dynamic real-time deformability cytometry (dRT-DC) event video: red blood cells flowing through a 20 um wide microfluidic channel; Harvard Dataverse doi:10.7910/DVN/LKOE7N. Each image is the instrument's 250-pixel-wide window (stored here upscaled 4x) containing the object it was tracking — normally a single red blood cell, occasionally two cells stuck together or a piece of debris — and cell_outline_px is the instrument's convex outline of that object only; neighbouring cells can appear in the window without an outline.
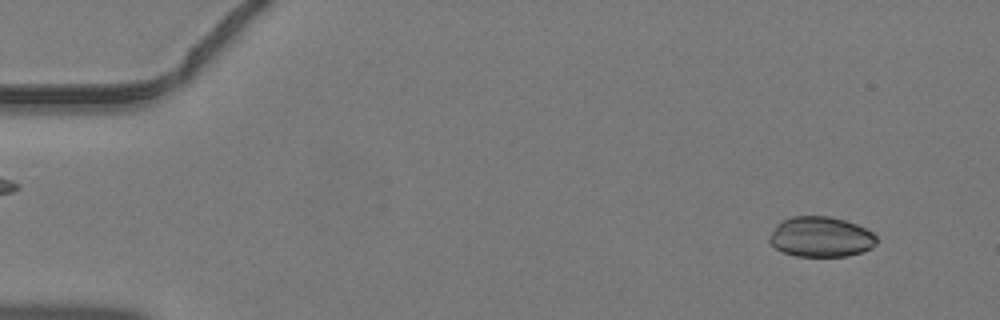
{"species": "common noctule bat (a hibernating species)", "species_latin": "Nyctalus noctula", "temperature_condition": "warm", "stored_images_in_passage": 13, "camera_frame_rate_fps": 3000, "um_per_image_px": 0.085, "animal": {"sex": "male", "body_mass_g": 19.2, "forearm_length_mm": 51.8}, "frame": {"image": 1, "passage_image": 3, "time_ms": 0.667, "image_size_px": [1000, 320], "cell_outline_px": [[876, 244], [872, 248], [848, 256], [796, 256], [784, 252], [776, 248], [768, 240], [768, 236], [776, 224], [780, 220], [792, 216], [828, 216], [844, 220], [856, 224], [872, 232], [876, 236]], "centroid_in_image_um": [69.74, 20.12], "position_along_channel_um": 15.3, "area_um2": 25.2}}
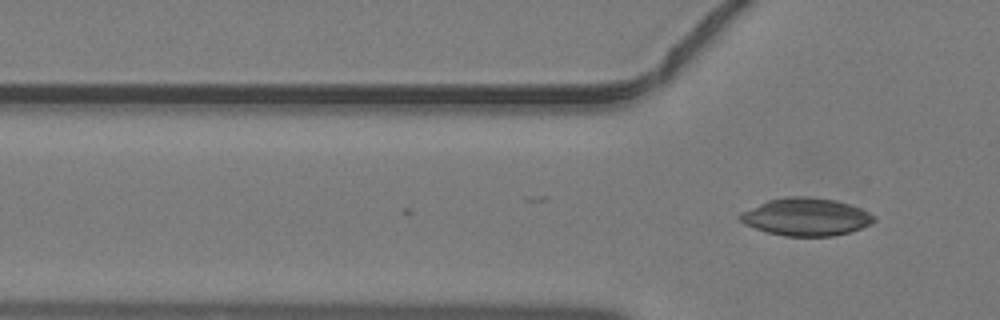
{"frame": {"image": 2, "passage_image": 13, "time_ms": 4.0, "image_size_px": [1000, 320], "cell_outline_px": [[876, 220], [872, 224], [848, 232], [832, 236], [784, 236], [768, 232], [744, 224], [736, 220], [736, 216], [740, 212], [768, 200], [788, 196], [808, 196], [836, 200], [860, 208], [868, 212]], "centroid_in_image_um": [68.46, 18.43], "position_along_channel_um": 57.3, "area_um2": 29.42}}